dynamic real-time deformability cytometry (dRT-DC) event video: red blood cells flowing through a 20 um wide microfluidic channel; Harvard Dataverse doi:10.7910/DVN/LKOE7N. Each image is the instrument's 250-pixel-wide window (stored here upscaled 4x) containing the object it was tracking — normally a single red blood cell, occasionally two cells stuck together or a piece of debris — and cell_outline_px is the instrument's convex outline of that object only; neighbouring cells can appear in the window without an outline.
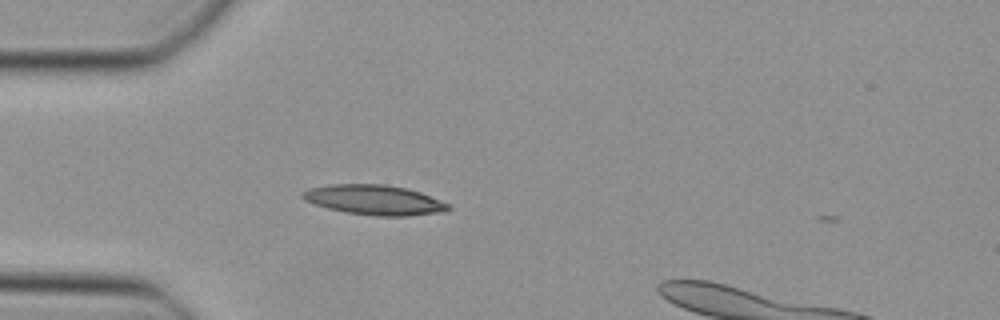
{"species": "Egyptian fruit bat (a non-hibernating species)", "species_latin": "Rousettus aegyptiacus", "temperature_condition": "cold", "stored_images_in_passage": 2, "camera_frame_rate_fps": 3000, "um_per_image_px": 0.085, "animal": {"sex": "female"}, "frame": {"image": 1, "passage_image": 1, "time_ms": 0.0, "image_size_px": [1000, 320], "cell_outline_px": [[452, 208], [444, 212], [408, 216], [376, 216], [344, 212], [328, 208], [304, 200], [300, 196], [300, 192], [308, 188], [328, 184], [384, 184], [404, 188], [420, 192], [452, 204]], "centroid_in_image_um": [31.83, 16.99], "position_along_channel_um": 53.2, "area_um2": 25.66}}